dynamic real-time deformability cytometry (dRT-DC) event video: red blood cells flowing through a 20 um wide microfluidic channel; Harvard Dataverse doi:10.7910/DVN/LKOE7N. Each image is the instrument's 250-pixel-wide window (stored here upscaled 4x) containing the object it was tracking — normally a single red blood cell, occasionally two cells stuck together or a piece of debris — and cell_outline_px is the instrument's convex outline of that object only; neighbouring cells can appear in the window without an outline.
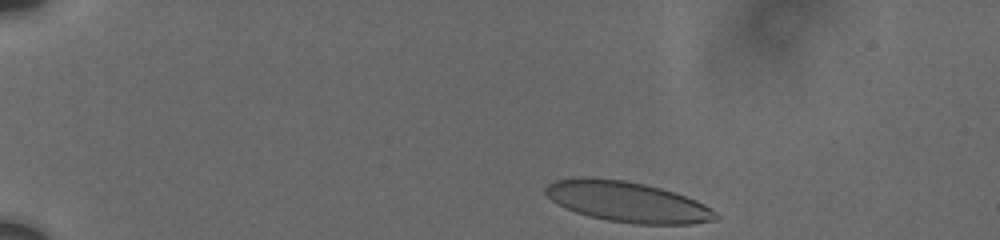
{"species": "human", "species_latin": "Homo sapiens", "temperature_condition": "cold", "stored_images_in_passage": 24, "camera_frame_rate_fps": 3000, "um_per_image_px": 0.085, "donor": {"sex": "male"}, "frame": {"image": 1, "passage_image": 1, "time_ms": 0.0, "image_size_px": [1000, 240], "cell_outline_px": [[720, 216], [716, 220], [692, 224], [636, 224], [608, 220], [588, 216], [564, 208], [556, 204], [544, 192], [544, 188], [548, 184], [556, 180], [576, 176], [584, 176], [624, 180], [644, 184], [660, 188], [696, 200], [704, 204], [716, 212]], "centroid_in_image_um": [53.29, 17.15], "position_along_channel_um": 31.7, "area_um2": 40.29}}
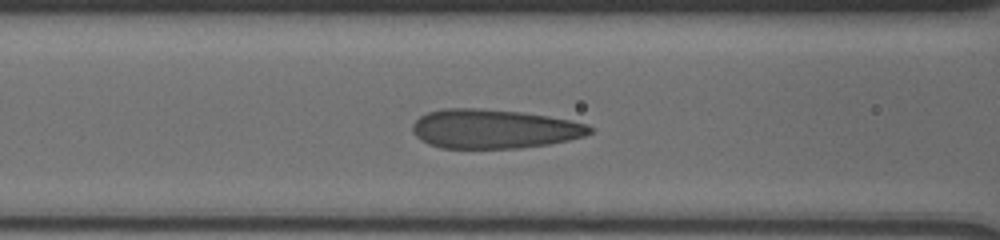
{"frame": {"image": 2, "passage_image": 18, "time_ms": 5.0, "image_size_px": [1000, 240], "cell_outline_px": [[592, 132], [584, 136], [568, 140], [548, 144], [520, 148], [440, 148], [428, 144], [420, 140], [412, 132], [412, 124], [420, 116], [428, 112], [444, 108], [476, 108], [520, 112], [548, 116], [588, 124], [592, 128]], "centroid_in_image_um": [41.95, 10.96], "position_along_channel_um": 124.7, "area_um2": 40.46}}
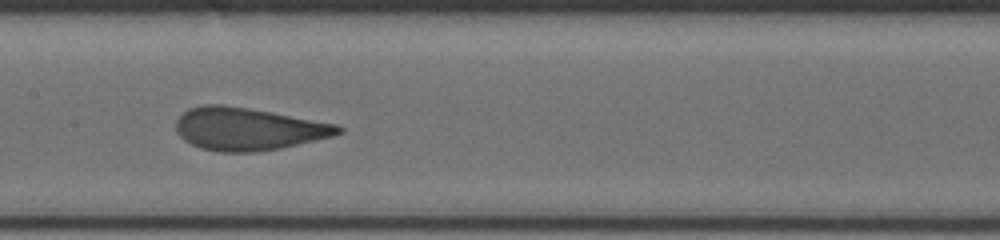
{"frame": {"image": 3, "passage_image": 23, "time_ms": 6.667, "image_size_px": [1000, 240], "cell_outline_px": [[344, 132], [332, 136], [280, 148], [256, 152], [220, 152], [200, 148], [184, 140], [176, 132], [176, 120], [188, 108], [204, 104], [220, 104], [248, 108], [336, 124], [344, 128]], "centroid_in_image_um": [21.05, 10.96], "position_along_channel_um": 186.3, "area_um2": 40.06}}